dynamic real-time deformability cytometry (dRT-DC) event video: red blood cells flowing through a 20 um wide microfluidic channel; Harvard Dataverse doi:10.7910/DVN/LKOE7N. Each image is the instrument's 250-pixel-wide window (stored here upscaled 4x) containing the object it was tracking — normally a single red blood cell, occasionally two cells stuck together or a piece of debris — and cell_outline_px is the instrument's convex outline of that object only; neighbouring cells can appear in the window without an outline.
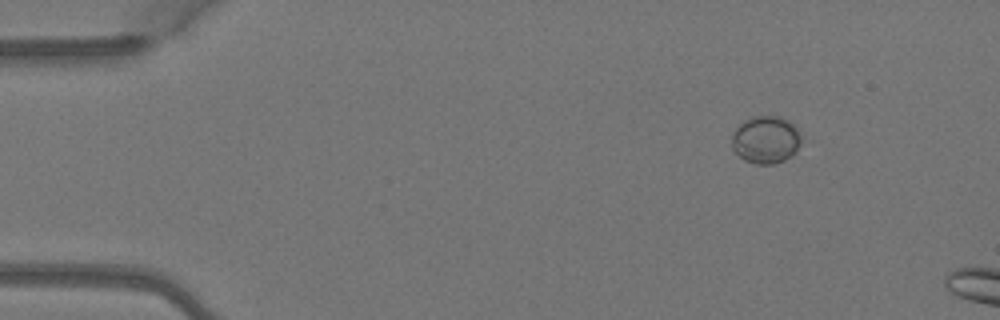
{"species": "Egyptian fruit bat (a non-hibernating species)", "species_latin": "Rousettus aegyptiacus", "temperature_condition": "warm", "stored_images_in_passage": 3, "camera_frame_rate_fps": 3000, "um_per_image_px": 0.085, "animal": {"sex": "female"}, "frame": {"image": 1, "passage_image": 1, "time_ms": 0.0, "image_size_px": [1000, 320], "cell_outline_px": [[800, 140], [796, 152], [792, 156], [776, 164], [756, 164], [744, 160], [732, 148], [732, 132], [744, 120], [752, 116], [780, 116], [788, 120], [796, 128], [800, 136]], "centroid_in_image_um": [65.08, 11.88], "position_along_channel_um": 19.9, "area_um2": 19.25}}